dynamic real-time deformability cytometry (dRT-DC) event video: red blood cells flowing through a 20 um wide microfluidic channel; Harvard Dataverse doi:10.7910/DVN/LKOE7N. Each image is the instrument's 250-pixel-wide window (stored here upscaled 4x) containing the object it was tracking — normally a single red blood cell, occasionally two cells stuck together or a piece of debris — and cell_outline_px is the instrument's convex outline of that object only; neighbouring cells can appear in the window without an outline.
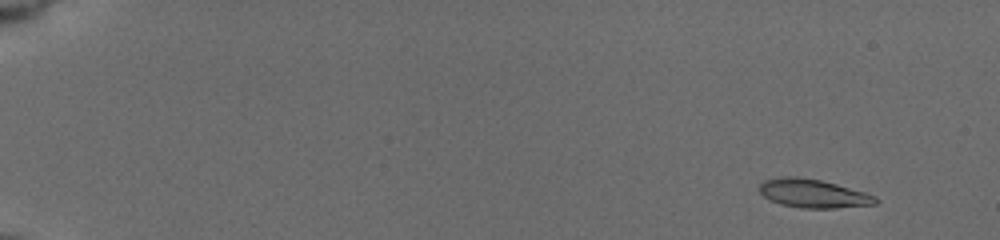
{"species": "common noctule bat (a hibernating species)", "species_latin": "Nyctalus noctula", "temperature_condition": "cold", "stored_images_in_passage": 56, "camera_frame_rate_fps": 3000, "um_per_image_px": 0.085, "animal": {"sex": "female", "body_mass_g": 19.5, "forearm_length_mm": 54.1}, "frame": {"image": 1, "passage_image": 4, "time_ms": 1.0, "image_size_px": [1000, 240], "cell_outline_px": [[880, 200], [876, 204], [836, 208], [800, 208], [780, 204], [764, 196], [760, 192], [760, 184], [764, 180], [784, 176], [796, 176], [820, 180], [836, 184], [864, 192], [876, 196]], "centroid_in_image_um": [69.14, 16.45], "position_along_channel_um": 15.9, "area_um2": 19.25}}
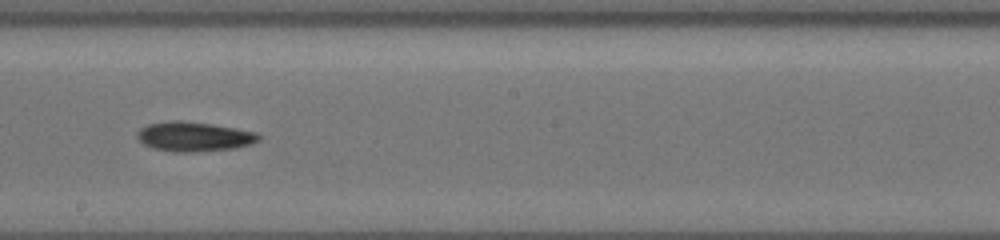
{"frame": {"image": 2, "passage_image": 34, "time_ms": 11.0, "image_size_px": [1000, 240], "cell_outline_px": [[260, 140], [236, 148], [196, 152], [176, 152], [156, 148], [144, 144], [136, 136], [140, 128], [148, 124], [168, 120], [180, 120], [212, 124], [256, 132], [260, 136]], "centroid_in_image_um": [16.48, 11.6], "position_along_channel_um": 231.7, "area_um2": 20.81}}
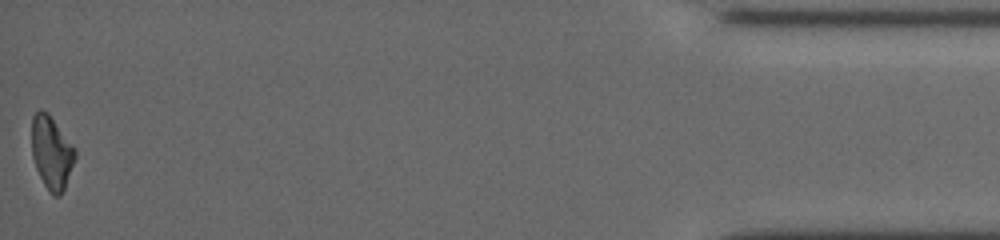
{"frame": {"image": 3, "passage_image": 56, "time_ms": 18.333, "image_size_px": [1000, 240], "cell_outline_px": [[76, 156], [64, 188], [60, 196], [52, 196], [48, 192], [36, 168], [32, 156], [32, 116], [36, 112], [48, 112], [76, 148]], "centroid_in_image_um": [4.39, 12.98], "position_along_channel_um": 430.8, "area_um2": 18.38}, "authors_computed_cell_mechanics": {"area_um2": 19.4497, "velocity_mm_per_s": 3.7653, "shape_relaxation_time_tau1_ms": 4.1724, "shape_relaxation_time_tau2_ms": null, "deformation_change_tau1": 0.1469, "deformation_change_tau2": null}}